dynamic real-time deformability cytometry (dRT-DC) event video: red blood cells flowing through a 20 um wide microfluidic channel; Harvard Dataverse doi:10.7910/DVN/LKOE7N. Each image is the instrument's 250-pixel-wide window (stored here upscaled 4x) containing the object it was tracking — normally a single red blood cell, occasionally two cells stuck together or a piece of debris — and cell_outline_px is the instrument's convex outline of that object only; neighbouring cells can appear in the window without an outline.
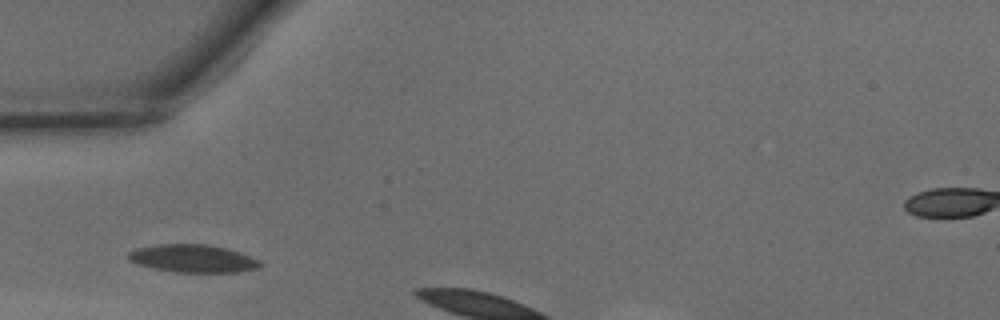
{"species": "common noctule bat (a hibernating species)", "species_latin": "Nyctalus noctula", "temperature_condition": "warm", "stored_images_in_passage": 3, "camera_frame_rate_fps": 3000, "um_per_image_px": 0.085, "animal": {"sex": "male", "body_mass_g": 15.6}, "frame": {"image": 1, "passage_image": 1, "time_ms": 0.0, "image_size_px": [1000, 320], "cell_outline_px": [[264, 264], [256, 268], [236, 272], [176, 272], [152, 268], [136, 264], [128, 260], [128, 252], [136, 248], [156, 244], [204, 244], [224, 248], [260, 260]], "centroid_in_image_um": [16.33, 21.97], "position_along_channel_um": 68.7, "area_um2": 21.21}}